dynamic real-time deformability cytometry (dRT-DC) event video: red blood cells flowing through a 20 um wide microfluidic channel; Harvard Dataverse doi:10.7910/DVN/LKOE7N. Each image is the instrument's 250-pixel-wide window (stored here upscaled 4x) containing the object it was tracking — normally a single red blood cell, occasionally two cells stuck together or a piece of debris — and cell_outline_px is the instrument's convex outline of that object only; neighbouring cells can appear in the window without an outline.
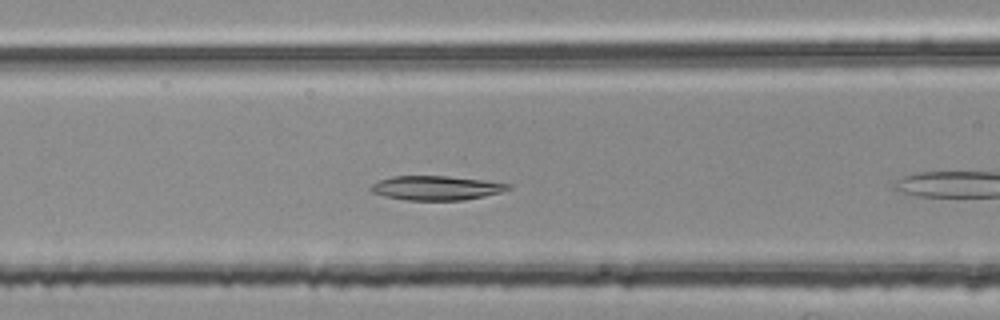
{"species": "common noctule bat (a hibernating species)", "species_latin": "Nyctalus noctula", "temperature_condition": "room temperature", "stored_images_in_passage": 11, "camera_frame_rate_fps": 3000, "um_per_image_px": 0.085, "animal": {"sex": "female", "body_mass_g": 25.1}, "frame": {"image": 1, "passage_image": 7, "time_ms": 2.0, "image_size_px": [1000, 320], "cell_outline_px": [[512, 188], [500, 192], [484, 196], [464, 200], [404, 200], [384, 196], [372, 192], [368, 188], [372, 184], [380, 180], [392, 176], [448, 176], [512, 184]], "centroid_in_image_um": [37.05, 15.98], "position_along_channel_um": 129.5, "area_um2": 19.36}}
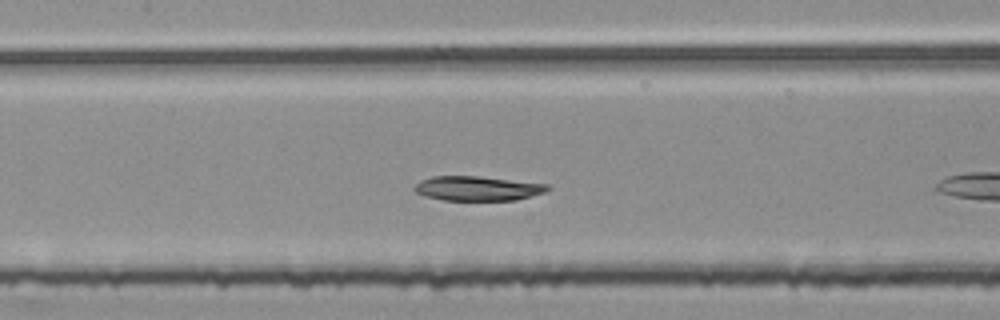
{"frame": {"image": 2, "passage_image": 10, "time_ms": 3.0, "image_size_px": [1000, 320], "cell_outline_px": [[552, 188], [544, 192], [516, 200], [444, 200], [424, 196], [416, 192], [412, 188], [420, 180], [432, 176], [480, 176], [548, 184]], "centroid_in_image_um": [40.57, 16.01], "position_along_channel_um": 166.8, "area_um2": 19.07}}